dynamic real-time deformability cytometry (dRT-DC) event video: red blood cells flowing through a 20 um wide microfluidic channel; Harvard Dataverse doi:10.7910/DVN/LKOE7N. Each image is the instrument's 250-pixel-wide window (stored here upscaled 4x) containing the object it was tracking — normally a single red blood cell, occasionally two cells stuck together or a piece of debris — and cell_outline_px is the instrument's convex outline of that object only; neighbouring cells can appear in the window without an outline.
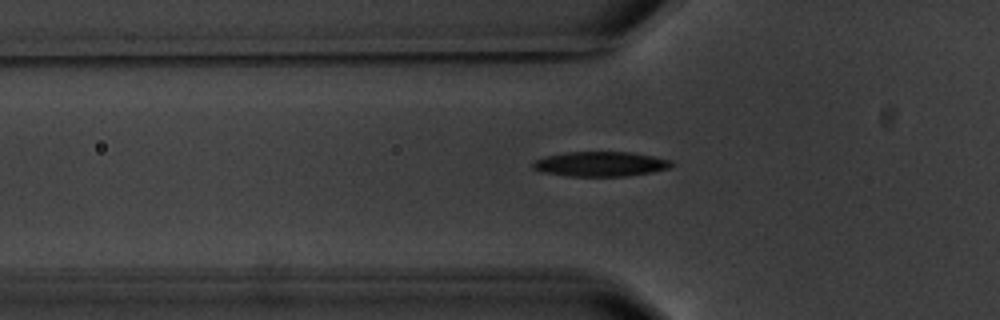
{"species": "common noctule bat (a hibernating species)", "species_latin": "Nyctalus noctula", "temperature_condition": "warm", "stored_images_in_passage": 3, "camera_frame_rate_fps": 3000, "um_per_image_px": 0.085, "animal": {"sex": "male", "body_mass_g": 20.1, "forearm_length_mm": 53.5}, "frame": {"image": 1, "passage_image": 3, "time_ms": 2.333, "image_size_px": [1000, 320], "cell_outline_px": [[672, 164], [668, 168], [652, 172], [624, 176], [568, 176], [544, 172], [532, 168], [532, 160], [544, 156], [564, 152], [628, 152], [652, 156], [672, 160]], "centroid_in_image_um": [50.98, 13.93], "position_along_channel_um": 74.8, "area_um2": 20.0}}